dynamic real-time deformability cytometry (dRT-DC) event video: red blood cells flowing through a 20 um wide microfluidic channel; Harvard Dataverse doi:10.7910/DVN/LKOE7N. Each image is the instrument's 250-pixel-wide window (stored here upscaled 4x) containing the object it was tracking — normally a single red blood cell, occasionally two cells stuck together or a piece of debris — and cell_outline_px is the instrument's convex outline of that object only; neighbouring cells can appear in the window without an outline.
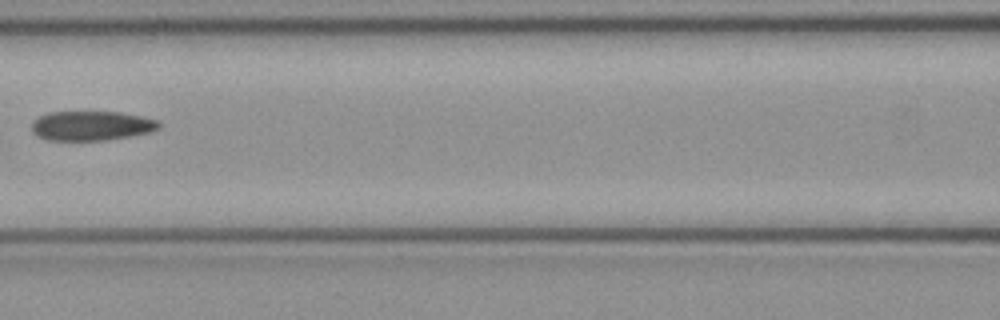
{"species": "common noctule bat (a hibernating species)", "species_latin": "Nyctalus noctula", "temperature_condition": "cold", "stored_images_in_passage": 4, "camera_frame_rate_fps": 3000, "um_per_image_px": 0.085, "animal": {"sex": "female", "body_mass_g": 21.9}, "frame": {"image": 1, "passage_image": 4, "time_ms": 1.0, "image_size_px": [1000, 320], "cell_outline_px": [[160, 128], [152, 132], [104, 140], [48, 140], [36, 136], [32, 132], [32, 120], [48, 112], [120, 112], [140, 116], [156, 120], [160, 124]], "centroid_in_image_um": [7.74, 10.69], "position_along_channel_um": 158.9, "area_um2": 21.85}}